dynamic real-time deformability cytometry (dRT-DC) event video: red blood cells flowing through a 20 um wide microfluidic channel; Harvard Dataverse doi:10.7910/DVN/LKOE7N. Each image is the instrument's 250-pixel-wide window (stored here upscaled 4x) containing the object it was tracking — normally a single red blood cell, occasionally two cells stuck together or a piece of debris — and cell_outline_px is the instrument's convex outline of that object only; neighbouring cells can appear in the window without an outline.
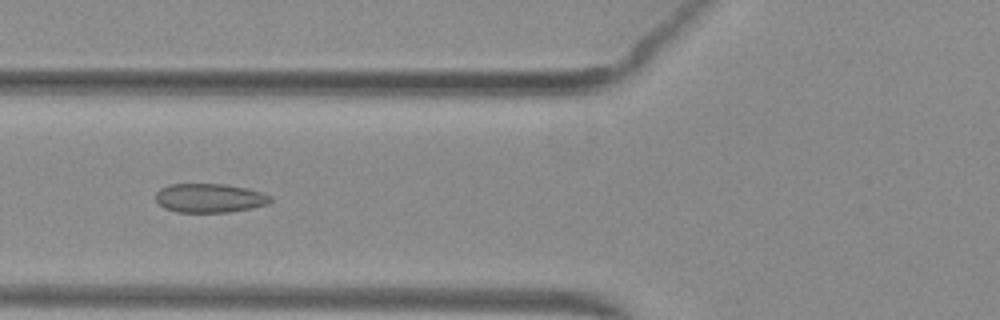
{"species": "common noctule bat (a hibernating species)", "species_latin": "Nyctalus noctula", "temperature_condition": "warm", "stored_images_in_passage": 45, "camera_frame_rate_fps": 3000, "um_per_image_px": 0.085, "animal": {"sex": "female", "body_mass_g": 29.2, "forearm_length_mm": 56.3}, "frame": {"image": 1, "passage_image": 14, "time_ms": 4.333, "image_size_px": [1000, 320], "cell_outline_px": [[272, 200], [268, 204], [228, 212], [176, 212], [164, 208], [156, 200], [156, 192], [160, 188], [168, 184], [224, 184], [244, 188], [260, 192], [272, 196]], "centroid_in_image_um": [17.78, 16.83], "position_along_channel_um": 108.0, "area_um2": 19.25}}
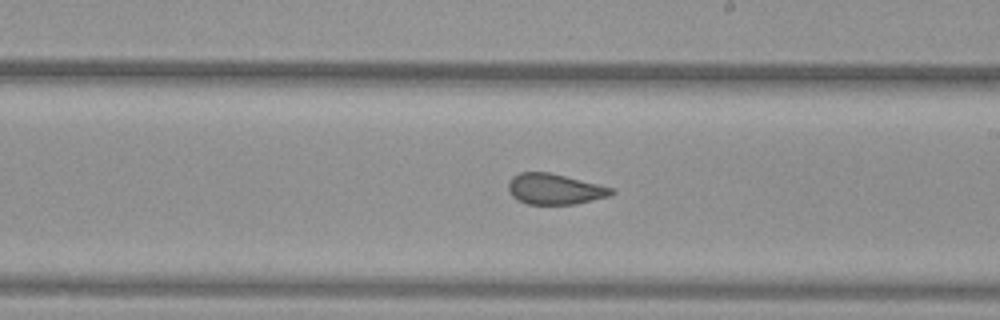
{"frame": {"image": 2, "passage_image": 24, "time_ms": 7.667, "image_size_px": [1000, 320], "cell_outline_px": [[616, 192], [608, 196], [576, 204], [528, 204], [516, 200], [512, 196], [508, 188], [508, 184], [512, 176], [520, 172], [548, 172], [612, 188]], "centroid_in_image_um": [47.1, 16.08], "position_along_channel_um": 241.9, "area_um2": 18.21}}
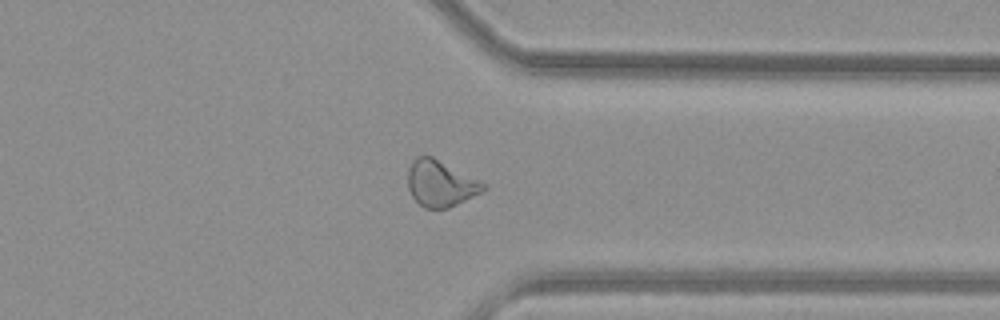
{"frame": {"image": 3, "passage_image": 34, "time_ms": 11.0, "image_size_px": [1000, 320], "cell_outline_px": [[488, 188], [448, 208], [424, 208], [412, 196], [408, 188], [408, 168], [412, 160], [416, 156], [432, 156], [488, 184]], "centroid_in_image_um": [37.44, 15.58], "position_along_channel_um": 374.0, "area_um2": 20.23}, "authors_computed_cell_mechanics": {"area_um2": 20.23, "velocity_mm_per_s": 4.0139, "shape_relaxation_time_tau1_ms": null, "shape_relaxation_time_tau2_ms": 1.1784, "deformation_change_tau1": null, "deformation_change_tau2": 0.0649}}